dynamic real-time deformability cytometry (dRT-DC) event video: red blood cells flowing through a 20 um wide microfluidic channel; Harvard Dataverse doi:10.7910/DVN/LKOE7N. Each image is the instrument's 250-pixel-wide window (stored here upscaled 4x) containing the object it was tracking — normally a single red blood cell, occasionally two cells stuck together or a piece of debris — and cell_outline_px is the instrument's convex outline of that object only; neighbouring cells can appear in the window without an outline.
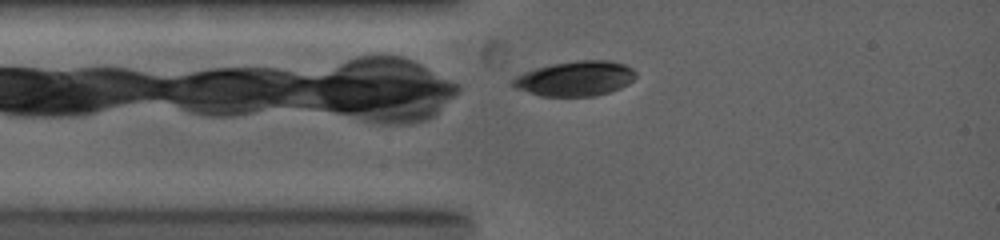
{"species": "common noctule bat (a hibernating species)", "species_latin": "Nyctalus noctula", "temperature_condition": "warm", "stored_images_in_passage": 10, "camera_frame_rate_fps": 5000, "um_per_image_px": 0.085, "animal": {"sex": "female", "body_mass_g": 19.0, "forearm_length_mm": 53.3}, "frame": {"image": 1, "passage_image": 1, "time_ms": 0.0, "image_size_px": [1000, 240], "cell_outline_px": [[636, 76], [628, 84], [620, 88], [596, 96], [540, 96], [516, 88], [512, 84], [512, 80], [516, 76], [524, 72], [536, 68], [552, 64], [576, 60], [608, 60], [624, 64], [632, 68], [636, 72]], "centroid_in_image_um": [48.91, 6.67], "position_along_channel_um": 36.1, "area_um2": 24.97}}